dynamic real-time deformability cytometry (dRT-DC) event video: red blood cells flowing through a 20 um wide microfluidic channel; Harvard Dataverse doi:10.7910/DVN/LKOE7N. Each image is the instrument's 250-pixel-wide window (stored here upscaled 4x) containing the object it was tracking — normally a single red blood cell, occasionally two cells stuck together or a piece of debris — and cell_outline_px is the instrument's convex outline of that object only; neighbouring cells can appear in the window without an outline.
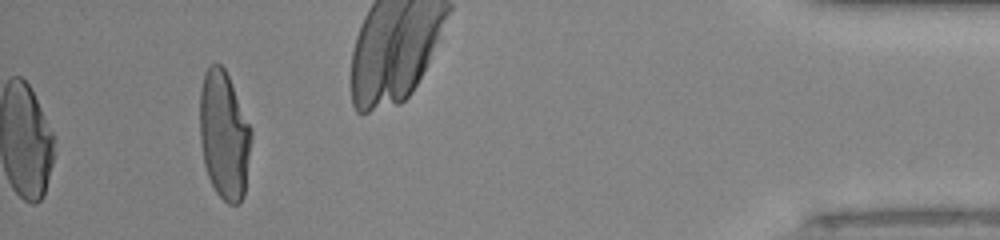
{"species": "human", "species_latin": "Homo sapiens", "temperature_condition": "room temperature", "stored_images_in_passage": 32, "camera_frame_rate_fps": 3000, "um_per_image_px": 0.085, "donor": {"sex": "male"}, "frame": {"image": 1, "passage_image": 32, "time_ms": 10.333, "image_size_px": [1000, 240], "cell_outline_px": [[252, 136], [244, 196], [240, 204], [228, 204], [216, 192], [208, 176], [204, 164], [200, 140], [200, 88], [204, 72], [208, 64], [220, 64], [224, 68], [228, 76], [252, 132]], "centroid_in_image_um": [19.03, 11.5], "position_along_channel_um": 416.2, "area_um2": 38.32}}